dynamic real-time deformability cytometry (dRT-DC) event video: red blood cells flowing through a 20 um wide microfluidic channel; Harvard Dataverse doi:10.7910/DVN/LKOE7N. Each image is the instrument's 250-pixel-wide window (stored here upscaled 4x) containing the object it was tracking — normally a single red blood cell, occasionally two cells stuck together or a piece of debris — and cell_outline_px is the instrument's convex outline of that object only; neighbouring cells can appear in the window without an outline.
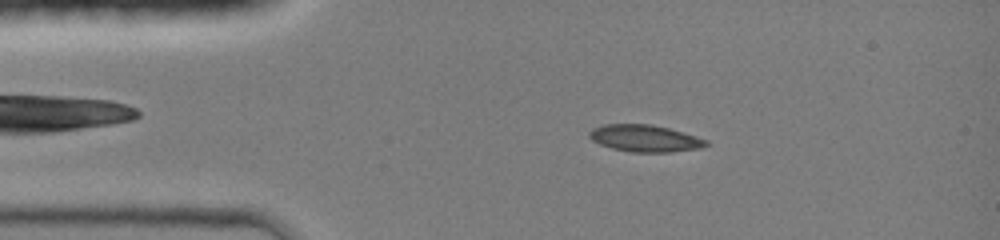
{"species": "common noctule bat (a hibernating species)", "species_latin": "Nyctalus noctula", "temperature_condition": "room temperature", "stored_images_in_passage": 43, "camera_frame_rate_fps": 3000, "um_per_image_px": 0.085, "animal": {"sex": "female", "body_mass_g": 19.0, "forearm_length_mm": 51.5}, "frame": {"image": 1, "passage_image": 7, "time_ms": 2.0, "image_size_px": [1000, 240], "cell_outline_px": [[708, 144], [700, 148], [668, 152], [632, 152], [612, 148], [600, 144], [592, 140], [588, 136], [588, 132], [592, 128], [604, 124], [652, 124], [668, 128], [696, 136], [708, 140]], "centroid_in_image_um": [54.79, 11.75], "position_along_channel_um": 30.2, "area_um2": 18.26}}
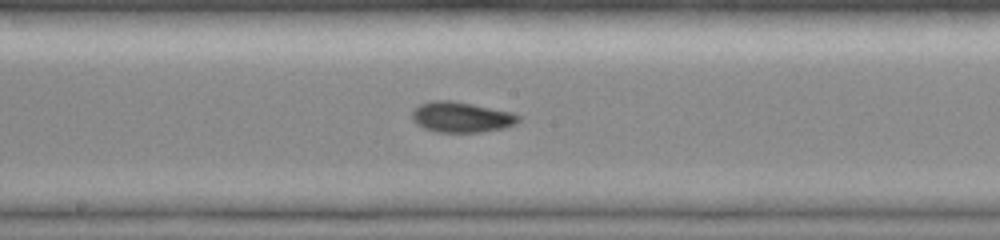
{"frame": {"image": 2, "passage_image": 22, "time_ms": 7.0, "image_size_px": [1000, 240], "cell_outline_px": [[520, 120], [516, 124], [504, 128], [480, 132], [436, 132], [424, 128], [416, 124], [412, 120], [412, 112], [420, 104], [432, 100], [452, 100], [512, 112], [520, 116]], "centroid_in_image_um": [39.21, 9.96], "position_along_channel_um": 209.0, "area_um2": 18.96}}
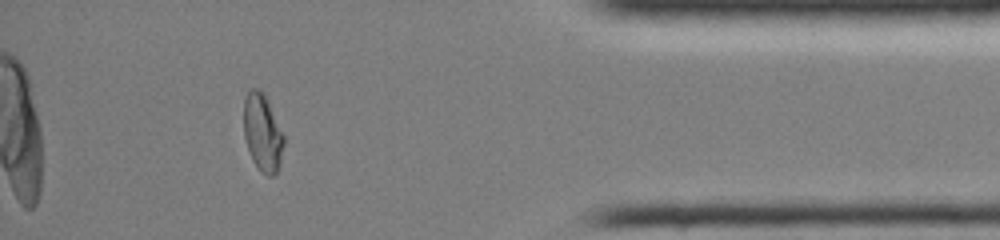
{"frame": {"image": 3, "passage_image": 38, "time_ms": 12.333, "image_size_px": [1000, 240], "cell_outline_px": [[284, 144], [280, 164], [276, 172], [272, 176], [268, 176], [260, 172], [252, 160], [244, 136], [244, 96], [252, 88], [260, 88], [264, 92], [284, 136]], "centroid_in_image_um": [22.31, 11.27], "position_along_channel_um": 412.9, "area_um2": 18.15}, "authors_computed_cell_mechanics": {"area_um2": 18.496, "velocity_mm_per_s": 4.3298, "shape_relaxation_time_tau1_ms": null, "shape_relaxation_time_tau2_ms": 1.5802, "deformation_change_tau1": null, "deformation_change_tau2": 0.0454}}